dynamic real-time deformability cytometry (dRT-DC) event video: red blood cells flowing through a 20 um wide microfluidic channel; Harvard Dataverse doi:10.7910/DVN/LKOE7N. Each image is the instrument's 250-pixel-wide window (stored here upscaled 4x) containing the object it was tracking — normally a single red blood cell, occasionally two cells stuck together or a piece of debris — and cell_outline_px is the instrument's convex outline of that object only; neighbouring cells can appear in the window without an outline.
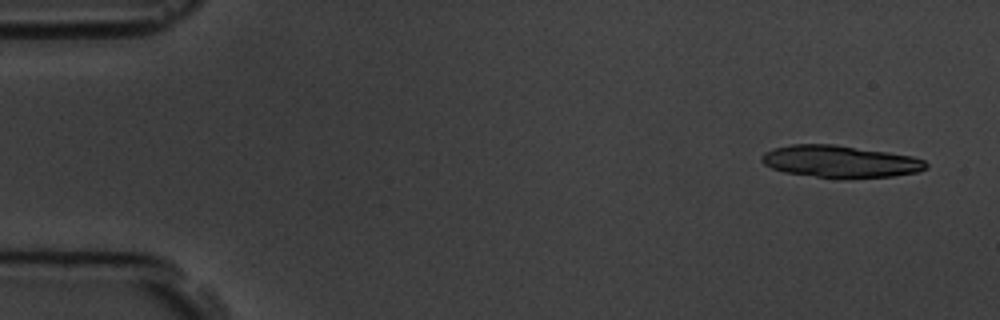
{"species": "common noctule bat (a hibernating species)", "species_latin": "Nyctalus noctula", "temperature_condition": "room temperature", "stored_images_in_passage": 4, "camera_frame_rate_fps": 3000, "um_per_image_px": 0.085, "animal": {"sex": "male", "body_mass_g": 19.5, "forearm_length_mm": 54.6}, "frame": {"image": 1, "passage_image": 1, "time_ms": 0.0, "image_size_px": [1000, 320], "cell_outline_px": [[928, 168], [916, 172], [892, 176], [844, 180], [784, 172], [772, 168], [764, 164], [760, 160], [760, 156], [764, 152], [776, 148], [792, 144], [832, 144], [888, 152], [912, 156], [924, 160], [928, 164]], "centroid_in_image_um": [71.42, 13.75], "position_along_channel_um": 13.6, "area_um2": 31.04}}